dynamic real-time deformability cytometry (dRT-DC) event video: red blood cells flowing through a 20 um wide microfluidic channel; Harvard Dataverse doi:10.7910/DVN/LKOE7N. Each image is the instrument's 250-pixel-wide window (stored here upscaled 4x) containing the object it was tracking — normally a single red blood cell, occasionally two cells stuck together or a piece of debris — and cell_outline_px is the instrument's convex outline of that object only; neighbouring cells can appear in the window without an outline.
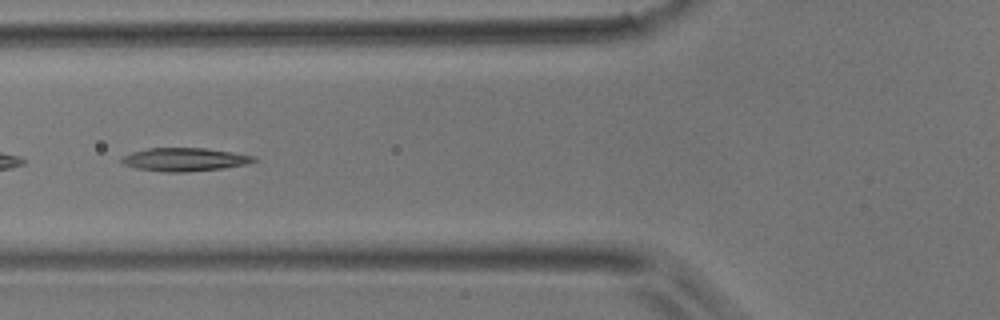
{"species": "common noctule bat (a hibernating species)", "species_latin": "Nyctalus noctula", "temperature_condition": "room temperature", "stored_images_in_passage": 45, "camera_frame_rate_fps": 3000, "um_per_image_px": 0.085, "animal": {"sex": "male", "body_mass_g": 17.9}, "frame": {"image": 1, "passage_image": 14, "time_ms": 4.333, "image_size_px": [1000, 320], "cell_outline_px": [[256, 160], [244, 164], [224, 168], [184, 172], [168, 172], [136, 168], [124, 164], [120, 160], [120, 156], [132, 152], [148, 148], [204, 148], [232, 152], [256, 156]], "centroid_in_image_um": [15.65, 13.55], "position_along_channel_um": 110.1, "area_um2": 17.8}}
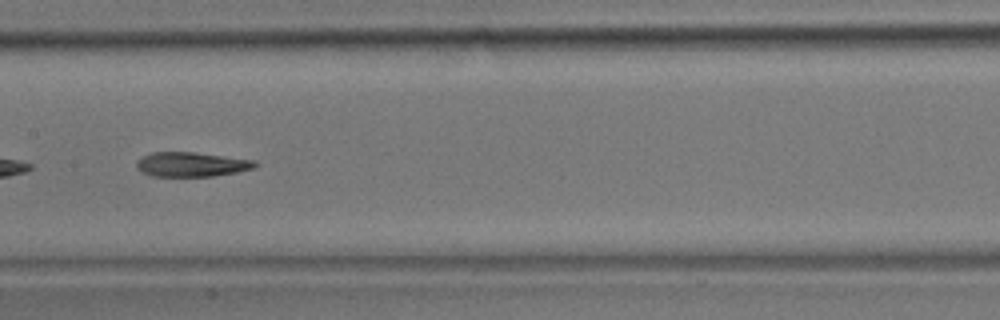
{"frame": {"image": 2, "passage_image": 20, "time_ms": 6.333, "image_size_px": [1000, 320], "cell_outline_px": [[260, 164], [252, 168], [236, 172], [212, 176], [152, 176], [136, 168], [136, 160], [152, 152], [196, 152], [256, 160]], "centroid_in_image_um": [16.29, 13.96], "position_along_channel_um": 191.1, "area_um2": 16.94}}
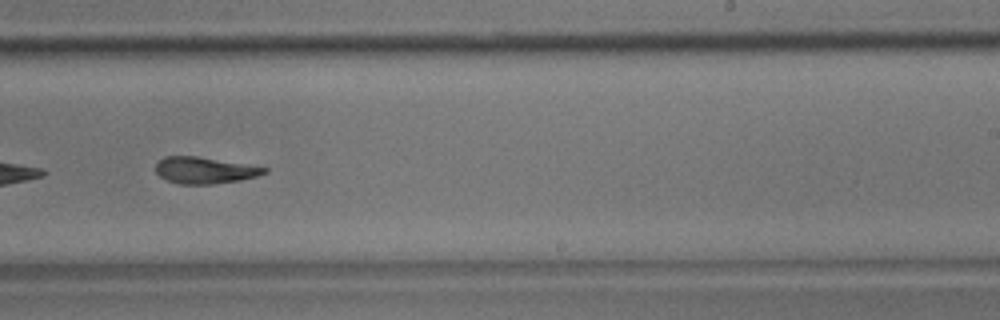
{"frame": {"image": 3, "passage_image": 26, "time_ms": 8.333, "image_size_px": [1000, 320], "cell_outline_px": [[268, 172], [256, 176], [240, 180], [212, 184], [180, 184], [168, 180], [160, 176], [156, 172], [156, 164], [164, 156], [196, 156], [268, 168]], "centroid_in_image_um": [17.38, 14.47], "position_along_channel_um": 271.6, "area_um2": 16.53}}